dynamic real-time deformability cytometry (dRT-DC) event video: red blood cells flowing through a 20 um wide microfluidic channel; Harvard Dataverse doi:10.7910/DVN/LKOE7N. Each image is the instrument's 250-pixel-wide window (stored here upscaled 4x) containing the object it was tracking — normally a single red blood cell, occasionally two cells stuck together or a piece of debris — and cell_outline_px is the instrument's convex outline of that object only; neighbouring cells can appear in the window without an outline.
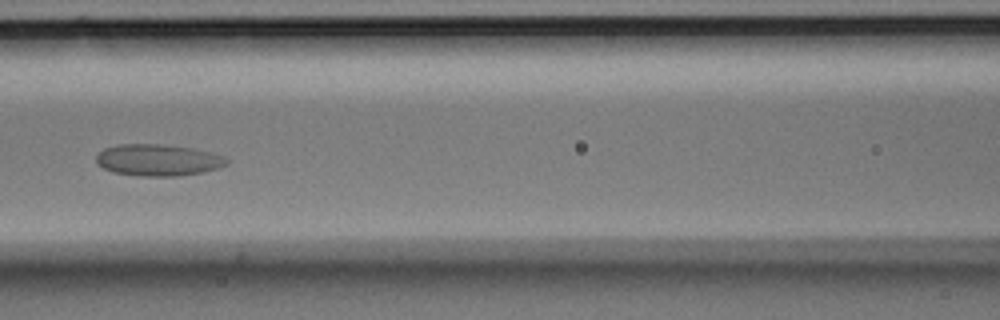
{"species": "Egyptian fruit bat (a non-hibernating species)", "species_latin": "Rousettus aegyptiacus", "temperature_condition": "room temperature", "stored_images_in_passage": 9, "camera_frame_rate_fps": 3000, "um_per_image_px": 0.085, "animal": {"sex": "male"}, "frame": {"image": 1, "passage_image": 8, "time_ms": 2.333, "image_size_px": [1000, 320], "cell_outline_px": [[228, 164], [204, 172], [180, 176], [136, 176], [112, 172], [96, 164], [96, 156], [104, 148], [120, 144], [160, 144], [192, 148], [224, 156], [228, 160]], "centroid_in_image_um": [13.4, 13.61], "position_along_channel_um": 153.2, "area_um2": 24.1}}
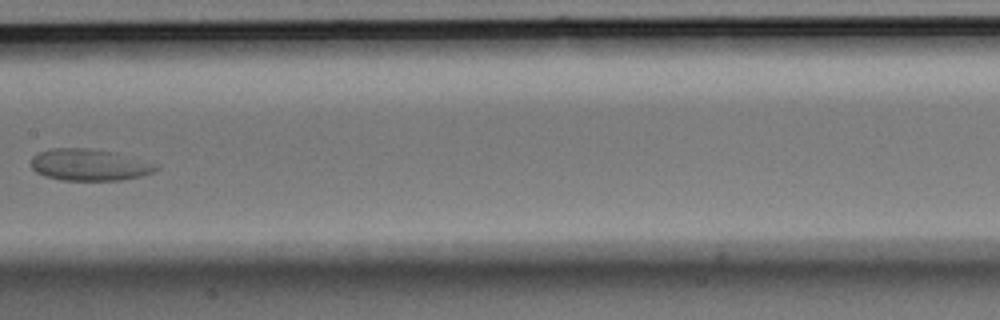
{"frame": {"image": 2, "passage_image": 9, "time_ms": 2.667, "image_size_px": [1000, 320], "cell_outline_px": [[160, 168], [156, 172], [140, 176], [120, 180], [60, 180], [44, 176], [36, 172], [32, 168], [32, 156], [40, 152], [56, 148], [84, 148], [116, 152], [160, 164]], "centroid_in_image_um": [7.66, 14.01], "position_along_channel_um": 199.7, "area_um2": 23.24}}